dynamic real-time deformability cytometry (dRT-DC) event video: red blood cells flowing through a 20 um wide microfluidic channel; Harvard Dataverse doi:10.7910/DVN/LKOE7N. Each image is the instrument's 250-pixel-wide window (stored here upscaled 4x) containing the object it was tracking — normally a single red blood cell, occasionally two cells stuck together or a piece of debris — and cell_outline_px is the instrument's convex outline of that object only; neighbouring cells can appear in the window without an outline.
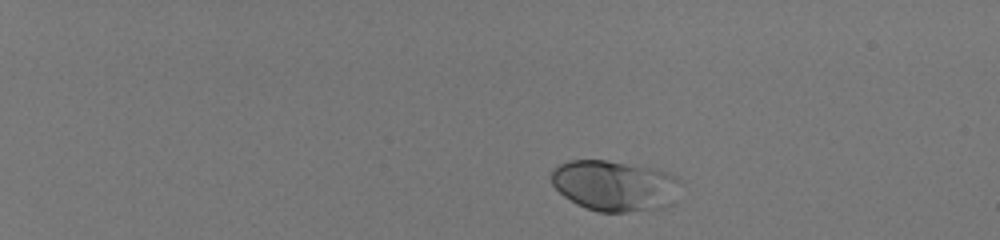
{"species": "human", "species_latin": "Homo sapiens", "temperature_condition": "room temperature", "stored_images_in_passage": 45, "camera_frame_rate_fps": 3000, "um_per_image_px": 0.085, "donor": {"sex": "male"}, "frame": {"image": 1, "passage_image": 1, "time_ms": 0.0, "image_size_px": [1000, 240], "cell_outline_px": [[676, 180], [672, 204], [660, 208], [624, 212], [596, 212], [576, 204], [564, 196], [552, 184], [552, 172], [560, 164], [568, 160], [608, 160], [656, 168], [668, 172], [676, 176]], "centroid_in_image_um": [52.19, 15.77], "position_along_channel_um": 32.8, "area_um2": 37.8}}
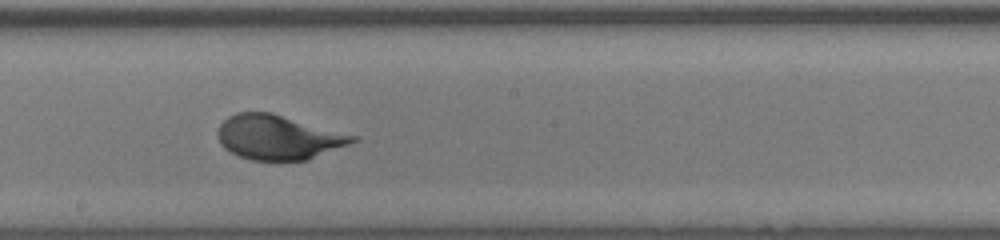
{"frame": {"image": 2, "passage_image": 26, "time_ms": 8.333, "image_size_px": [1000, 240], "cell_outline_px": [[360, 136], [356, 140], [348, 144], [308, 160], [280, 164], [276, 164], [252, 160], [240, 156], [224, 148], [220, 144], [216, 136], [216, 132], [220, 124], [228, 116], [236, 112], [272, 112]], "centroid_in_image_um": [23.64, 11.7], "position_along_channel_um": 224.6, "area_um2": 36.07}}
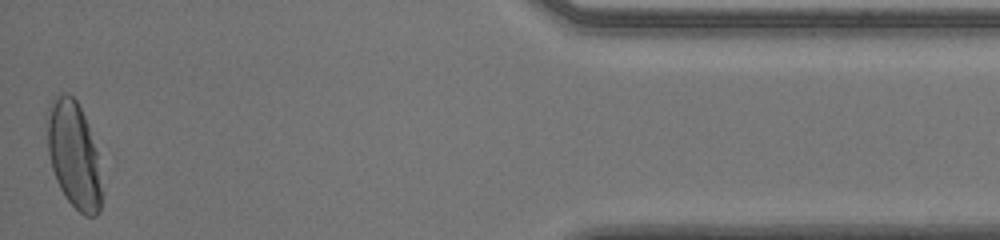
{"frame": {"image": 3, "passage_image": 45, "time_ms": 14.667, "image_size_px": [1000, 240], "cell_outline_px": [[100, 212], [96, 216], [84, 216], [64, 196], [56, 180], [52, 168], [48, 152], [44, 116], [52, 100], [56, 96], [64, 92], [68, 92], [76, 100], [88, 124], [96, 152], [100, 188]], "centroid_in_image_um": [6.21, 13.11], "position_along_channel_um": 429.0, "area_um2": 33.76}}